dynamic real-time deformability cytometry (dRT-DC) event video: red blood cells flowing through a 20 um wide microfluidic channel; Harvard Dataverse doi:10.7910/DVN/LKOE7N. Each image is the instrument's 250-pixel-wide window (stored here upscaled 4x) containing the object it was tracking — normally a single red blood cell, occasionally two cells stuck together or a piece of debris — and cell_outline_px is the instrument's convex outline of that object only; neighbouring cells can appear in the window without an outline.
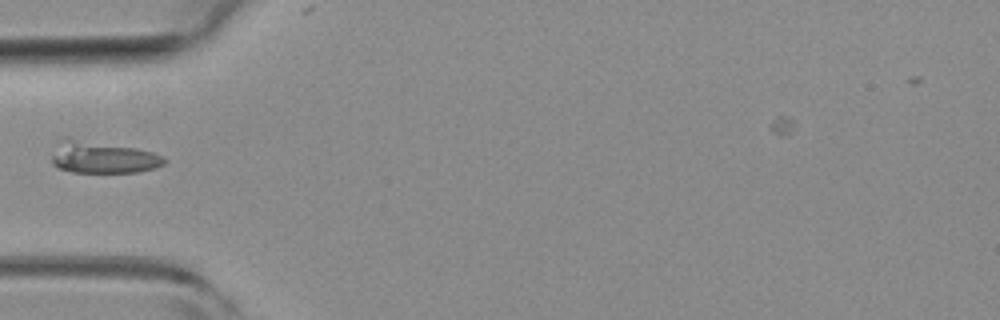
{"species": "common noctule bat (a hibernating species)", "species_latin": "Nyctalus noctula", "temperature_condition": "room temperature", "stored_images_in_passage": 5, "camera_frame_rate_fps": 3000, "um_per_image_px": 0.085, "animal": {"sex": "female", "body_mass_g": 19.3, "forearm_length_mm": 54.1}, "frame": {"image": 1, "passage_image": 5, "time_ms": 1.333, "image_size_px": [1000, 320], "cell_outline_px": [[168, 160], [164, 164], [156, 168], [136, 172], [72, 172], [60, 168], [52, 164], [52, 156], [72, 144], [76, 144], [136, 148], [152, 152], [164, 156]], "centroid_in_image_um": [9.04, 13.53], "position_along_channel_um": 76.0, "area_um2": 18.32}}